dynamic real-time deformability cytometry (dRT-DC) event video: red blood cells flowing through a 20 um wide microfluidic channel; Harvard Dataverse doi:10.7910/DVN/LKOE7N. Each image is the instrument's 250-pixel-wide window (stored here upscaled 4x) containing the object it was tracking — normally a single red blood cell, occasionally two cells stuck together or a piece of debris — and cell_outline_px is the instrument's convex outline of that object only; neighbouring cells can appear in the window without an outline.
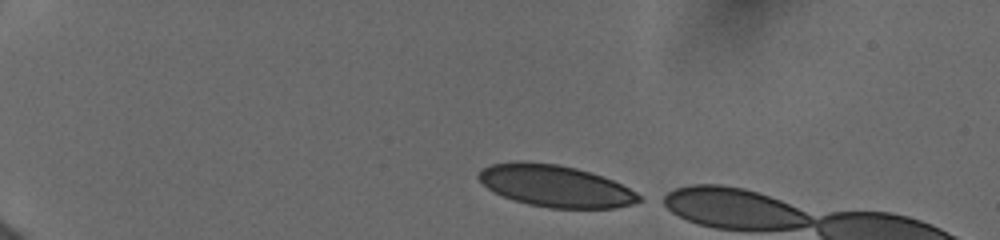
{"species": "human", "species_latin": "Homo sapiens", "temperature_condition": "cold", "stored_images_in_passage": 4, "camera_frame_rate_fps": 3000, "um_per_image_px": 0.085, "donor": {"sex": "female"}, "frame": {"image": 1, "passage_image": 1, "time_ms": 0.0, "image_size_px": [1000, 240], "cell_outline_px": [[640, 200], [632, 204], [616, 208], [548, 208], [528, 204], [512, 200], [488, 188], [476, 176], [484, 168], [492, 164], [516, 160], [520, 160], [556, 164], [576, 168], [604, 176], [636, 192], [640, 196]], "centroid_in_image_um": [47.19, 15.8], "position_along_channel_um": 37.8, "area_um2": 38.9}}